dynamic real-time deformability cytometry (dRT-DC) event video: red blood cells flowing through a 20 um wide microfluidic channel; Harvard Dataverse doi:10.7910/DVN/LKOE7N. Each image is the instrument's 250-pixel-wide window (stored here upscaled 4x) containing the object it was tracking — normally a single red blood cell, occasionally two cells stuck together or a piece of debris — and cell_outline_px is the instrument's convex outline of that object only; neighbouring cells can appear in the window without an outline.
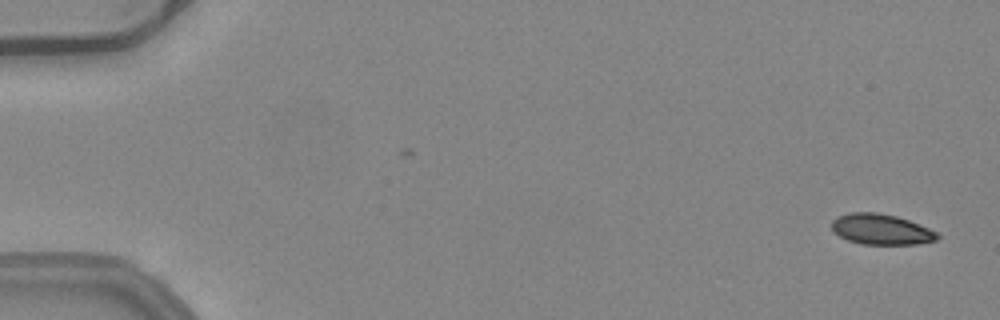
{"species": "common noctule bat (a hibernating species)", "species_latin": "Nyctalus noctula", "temperature_condition": "warm", "stored_images_in_passage": 49, "camera_frame_rate_fps": 3000, "um_per_image_px": 0.085, "animal": {"sex": "female", "body_mass_g": 24.6, "forearm_length_mm": 56.2}, "frame": {"image": 1, "passage_image": 2, "time_ms": 0.333, "image_size_px": [1000, 320], "cell_outline_px": [[940, 236], [936, 240], [916, 244], [860, 244], [848, 240], [832, 232], [832, 220], [836, 216], [848, 212], [876, 212], [896, 216], [908, 220], [928, 228], [936, 232]], "centroid_in_image_um": [74.85, 19.48], "position_along_channel_um": 10.2, "area_um2": 18.84}}
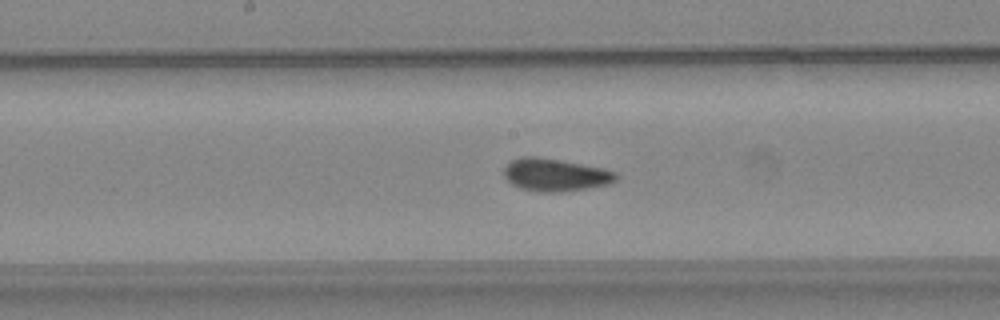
{"frame": {"image": 2, "passage_image": 28, "time_ms": 9.0, "image_size_px": [1000, 320], "cell_outline_px": [[620, 176], [612, 184], [588, 188], [560, 192], [540, 192], [520, 188], [512, 184], [504, 176], [504, 168], [512, 160], [520, 156], [536, 156], [560, 160], [604, 168], [616, 172]], "centroid_in_image_um": [47.24, 14.86], "position_along_channel_um": 201.0, "area_um2": 21.5}}
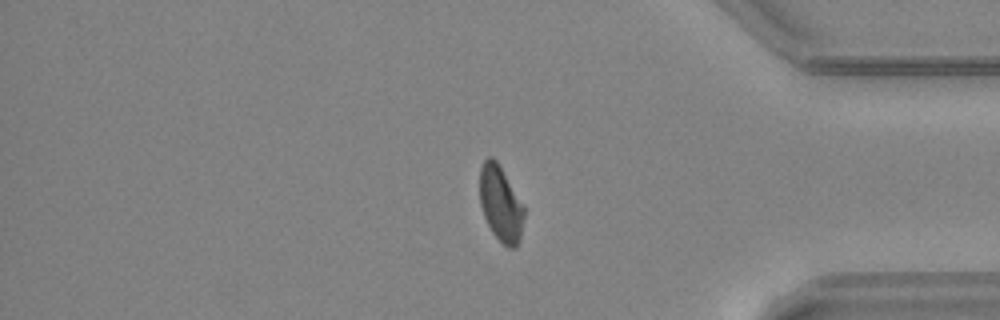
{"frame": {"image": 3, "passage_image": 44, "time_ms": 14.333, "image_size_px": [1000, 320], "cell_outline_px": [[524, 216], [520, 240], [516, 248], [508, 248], [492, 232], [484, 216], [480, 204], [480, 168], [484, 160], [488, 156], [492, 156], [496, 160], [524, 204]], "centroid_in_image_um": [42.57, 17.31], "position_along_channel_um": 392.6, "area_um2": 19.54}}